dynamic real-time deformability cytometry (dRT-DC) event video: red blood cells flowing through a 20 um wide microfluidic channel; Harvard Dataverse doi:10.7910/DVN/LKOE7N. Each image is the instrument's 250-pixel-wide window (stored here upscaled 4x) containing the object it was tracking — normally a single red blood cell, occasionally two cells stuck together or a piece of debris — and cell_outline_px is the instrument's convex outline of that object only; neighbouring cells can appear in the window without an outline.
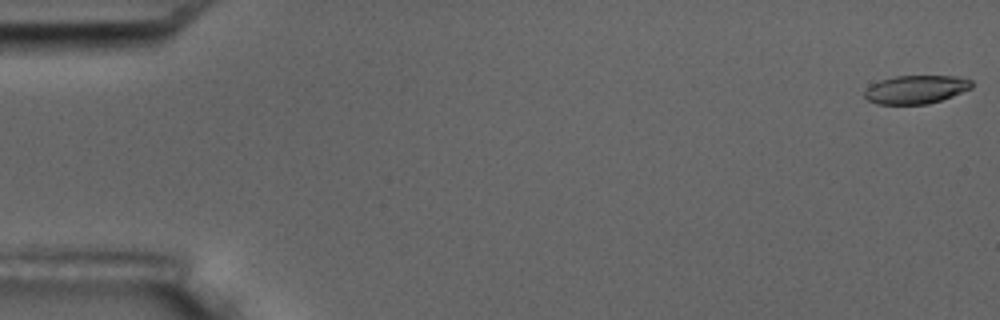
{"species": "common noctule bat (a hibernating species)", "species_latin": "Nyctalus noctula", "temperature_condition": "room temperature", "stored_images_in_passage": 8, "camera_frame_rate_fps": 3000, "um_per_image_px": 0.085, "animal": {"sex": "male", "body_mass_g": 17.5, "forearm_length_mm": 52.3}, "frame": {"image": 1, "passage_image": 1, "time_ms": 0.0, "image_size_px": [1000, 320], "cell_outline_px": [[972, 88], [952, 96], [928, 104], [876, 104], [868, 100], [864, 96], [864, 92], [872, 84], [880, 80], [896, 76], [960, 76], [972, 80]], "centroid_in_image_um": [77.87, 7.6], "position_along_channel_um": 7.1, "area_um2": 17.69}}
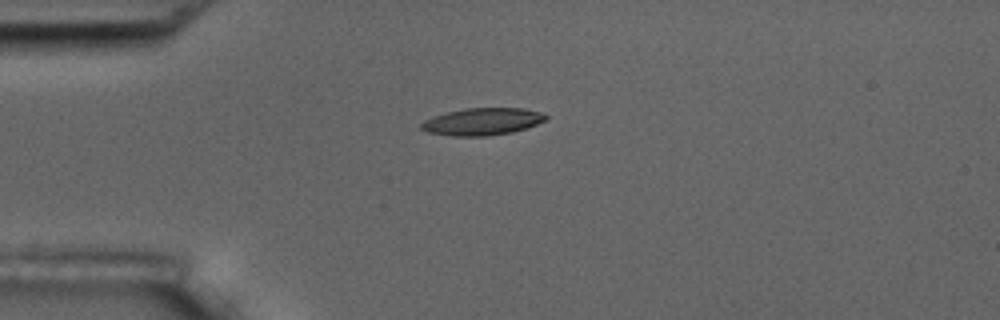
{"frame": {"image": 2, "passage_image": 5, "time_ms": 4.667, "image_size_px": [1000, 320], "cell_outline_px": [[548, 116], [544, 120], [536, 124], [512, 132], [488, 136], [452, 136], [428, 132], [420, 128], [420, 124], [424, 120], [432, 116], [464, 108], [524, 108], [544, 112]], "centroid_in_image_um": [40.99, 10.33], "position_along_channel_um": 44.0, "area_um2": 19.77}}